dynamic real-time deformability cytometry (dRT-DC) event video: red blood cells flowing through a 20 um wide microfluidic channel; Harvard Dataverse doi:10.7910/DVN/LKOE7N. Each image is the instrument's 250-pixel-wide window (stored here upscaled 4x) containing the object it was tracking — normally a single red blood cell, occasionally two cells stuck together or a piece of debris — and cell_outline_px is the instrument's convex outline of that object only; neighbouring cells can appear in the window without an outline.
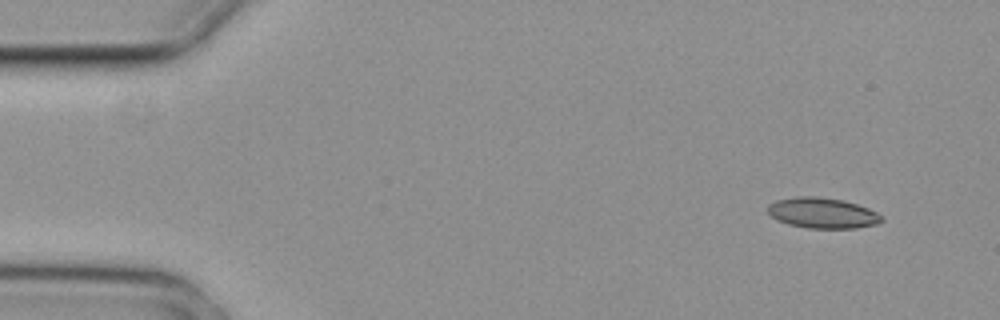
{"species": "common noctule bat (a hibernating species)", "species_latin": "Nyctalus noctula", "temperature_condition": "cold", "stored_images_in_passage": 5, "camera_frame_rate_fps": 3000, "um_per_image_px": 0.085, "animal": {"sex": "female", "body_mass_g": 29.2, "forearm_length_mm": 56.3}, "frame": {"image": 1, "passage_image": 1, "time_ms": 0.0, "image_size_px": [1000, 320], "cell_outline_px": [[884, 220], [876, 224], [856, 228], [808, 228], [788, 224], [776, 220], [768, 212], [768, 204], [776, 200], [796, 196], [816, 196], [844, 200], [868, 208], [884, 216]], "centroid_in_image_um": [69.91, 18.1], "position_along_channel_um": 15.1, "area_um2": 20.4}}
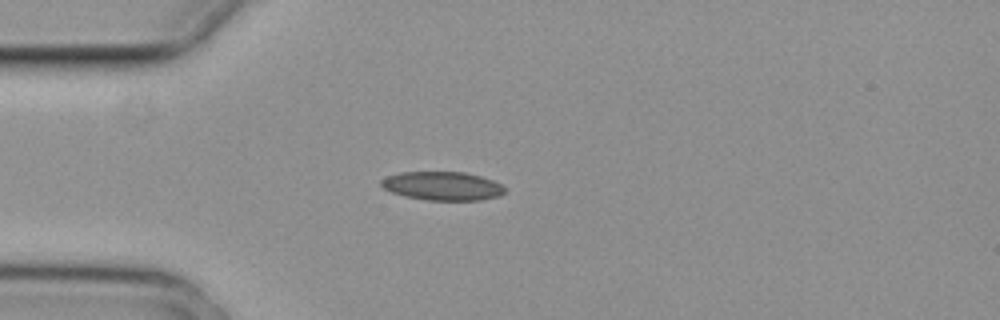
{"frame": {"image": 2, "passage_image": 3, "time_ms": 0.667, "image_size_px": [1000, 320], "cell_outline_px": [[504, 192], [500, 196], [480, 200], [428, 200], [404, 196], [392, 192], [384, 188], [380, 184], [380, 180], [388, 176], [400, 172], [464, 172], [480, 176], [492, 180], [500, 184], [504, 188]], "centroid_in_image_um": [37.6, 15.81], "position_along_channel_um": 47.4, "area_um2": 20.52}}